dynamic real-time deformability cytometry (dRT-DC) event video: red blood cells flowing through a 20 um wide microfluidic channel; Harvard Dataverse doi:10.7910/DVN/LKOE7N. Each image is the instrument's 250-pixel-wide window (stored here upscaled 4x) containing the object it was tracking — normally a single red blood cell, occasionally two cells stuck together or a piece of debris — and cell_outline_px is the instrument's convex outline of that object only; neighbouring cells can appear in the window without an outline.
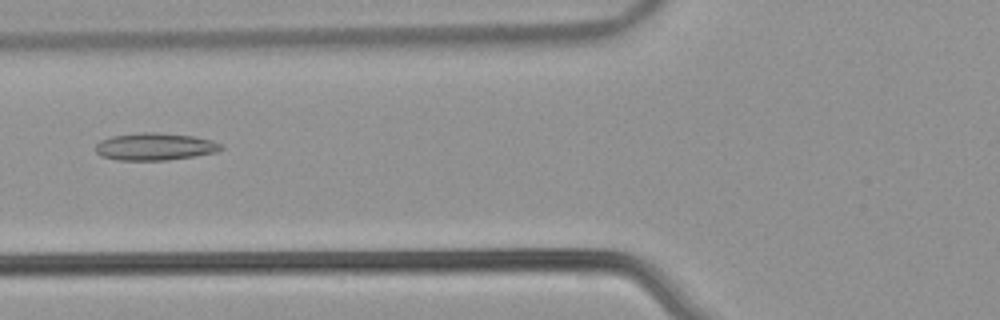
{"species": "common noctule bat (a hibernating species)", "species_latin": "Nyctalus noctula", "temperature_condition": "warm", "stored_images_in_passage": 38, "camera_frame_rate_fps": 3000, "um_per_image_px": 0.085, "animal": {"sex": "male", "body_mass_g": 21.5, "forearm_length_mm": 52.0}, "frame": {"image": 1, "passage_image": 6, "time_ms": 1.667, "image_size_px": [1000, 320], "cell_outline_px": [[224, 148], [216, 152], [196, 156], [168, 160], [116, 160], [100, 156], [96, 152], [96, 144], [100, 140], [112, 136], [140, 132], [160, 132], [192, 136], [212, 140], [220, 144]], "centroid_in_image_um": [13.15, 12.46], "position_along_channel_um": 112.6, "area_um2": 20.11}}
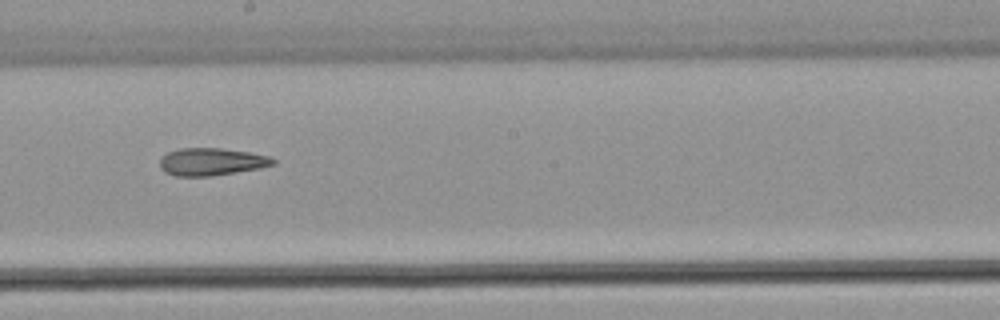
{"frame": {"image": 2, "passage_image": 15, "time_ms": 4.667, "image_size_px": [1000, 320], "cell_outline_px": [[276, 164], [260, 168], [212, 176], [176, 176], [164, 172], [160, 168], [160, 160], [168, 152], [180, 148], [220, 148], [248, 152], [268, 156], [276, 160]], "centroid_in_image_um": [17.97, 13.75], "position_along_channel_um": 230.2, "area_um2": 18.09}}
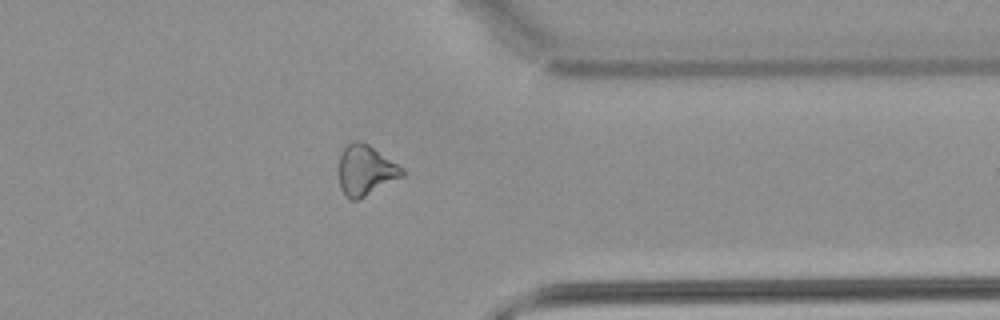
{"frame": {"image": 3, "passage_image": 27, "time_ms": 8.667, "image_size_px": [1000, 320], "cell_outline_px": [[404, 176], [356, 200], [348, 200], [344, 196], [340, 188], [340, 152], [352, 140], [356, 140], [368, 144], [404, 168]], "centroid_in_image_um": [31.07, 14.47], "position_along_channel_um": 380.3, "area_um2": 18.44}, "authors_computed_cell_mechanics": {"area_um2": 18.6694, "velocity_mm_per_s": 3.918, "shape_relaxation_time_tau1_ms": null, "shape_relaxation_time_tau2_ms": 7.838, "deformation_change_tau1": null, "deformation_change_tau2": 0.2098}}